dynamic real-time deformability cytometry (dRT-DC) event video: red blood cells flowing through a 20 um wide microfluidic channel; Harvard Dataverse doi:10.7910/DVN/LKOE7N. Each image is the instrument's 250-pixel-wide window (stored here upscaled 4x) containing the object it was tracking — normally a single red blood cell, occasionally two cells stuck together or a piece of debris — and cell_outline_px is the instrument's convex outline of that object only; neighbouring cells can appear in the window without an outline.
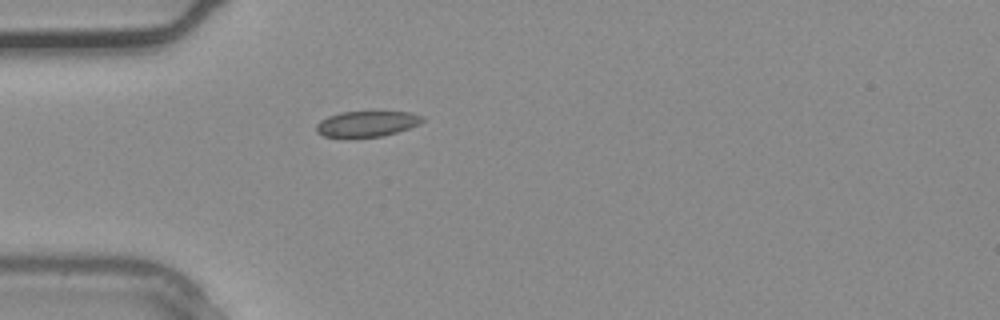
{"species": "common noctule bat (a hibernating species)", "species_latin": "Nyctalus noctula", "temperature_condition": "warm", "stored_images_in_passage": 4, "camera_frame_rate_fps": 3000, "um_per_image_px": 0.085, "animal": {"sex": "male", "body_mass_g": 20.4}, "frame": {"image": 1, "passage_image": 4, "time_ms": 1.0, "image_size_px": [1000, 320], "cell_outline_px": [[424, 120], [420, 124], [384, 136], [352, 140], [344, 140], [324, 136], [316, 132], [316, 124], [320, 120], [328, 116], [340, 112], [412, 112], [424, 116]], "centroid_in_image_um": [31.13, 10.57], "position_along_channel_um": 53.9, "area_um2": 16.65}}